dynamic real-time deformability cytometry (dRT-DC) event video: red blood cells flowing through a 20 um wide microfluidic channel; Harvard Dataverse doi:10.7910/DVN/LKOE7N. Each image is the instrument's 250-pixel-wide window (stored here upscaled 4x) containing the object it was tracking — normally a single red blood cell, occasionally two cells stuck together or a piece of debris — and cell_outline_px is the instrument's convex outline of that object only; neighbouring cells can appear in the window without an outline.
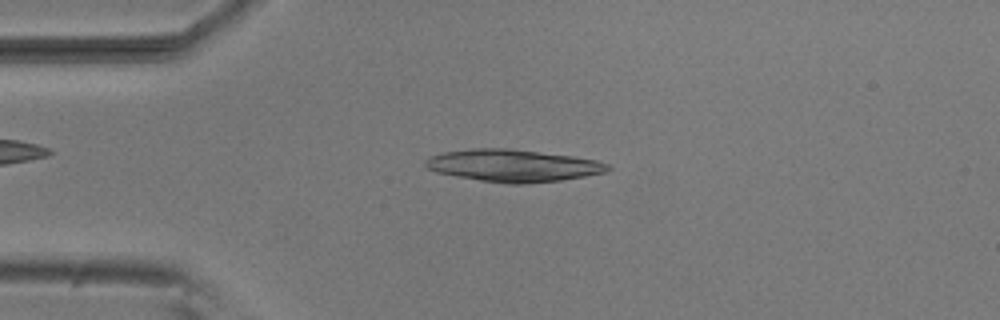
{"species": "common noctule bat (a hibernating species)", "species_latin": "Nyctalus noctula", "temperature_condition": "room temperature", "stored_images_in_passage": 50, "camera_frame_rate_fps": 3000, "um_per_image_px": 0.085, "animal": {"sex": "male", "body_mass_g": 20.5, "forearm_length_mm": 52.5}, "frame": {"image": 1, "passage_image": 10, "time_ms": 3.0, "image_size_px": [1000, 320], "cell_outline_px": [[612, 168], [604, 172], [584, 176], [560, 180], [524, 184], [508, 184], [480, 180], [456, 176], [436, 172], [428, 168], [424, 164], [424, 160], [432, 156], [444, 152], [476, 148], [508, 148], [572, 156], [596, 160], [608, 164]], "centroid_in_image_um": [43.6, 14.07], "position_along_channel_um": 41.4, "area_um2": 33.99}}